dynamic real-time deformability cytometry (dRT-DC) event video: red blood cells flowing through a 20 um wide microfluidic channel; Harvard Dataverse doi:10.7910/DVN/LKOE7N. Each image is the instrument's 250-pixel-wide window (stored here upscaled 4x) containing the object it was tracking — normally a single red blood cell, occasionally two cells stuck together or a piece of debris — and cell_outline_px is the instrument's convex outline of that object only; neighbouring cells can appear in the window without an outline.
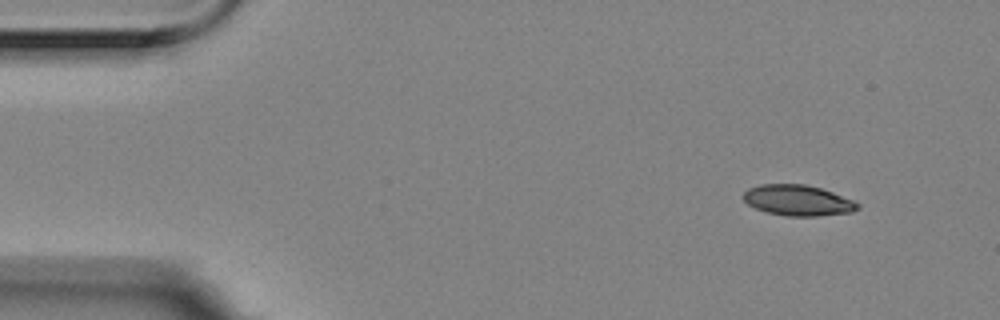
{"species": "Egyptian fruit bat (a non-hibernating species)", "species_latin": "Rousettus aegyptiacus", "temperature_condition": "room temperature", "stored_images_in_passage": 4, "camera_frame_rate_fps": 3000, "um_per_image_px": 0.085, "animal": {"sex": "female"}, "frame": {"image": 1, "passage_image": 1, "time_ms": 0.0, "image_size_px": [1000, 320], "cell_outline_px": [[860, 208], [852, 212], [816, 216], [788, 216], [768, 212], [756, 208], [748, 204], [744, 200], [744, 192], [748, 188], [760, 184], [804, 184], [820, 188], [832, 192], [852, 200], [860, 204]], "centroid_in_image_um": [67.82, 17.03], "position_along_channel_um": 17.2, "area_um2": 20.29}}
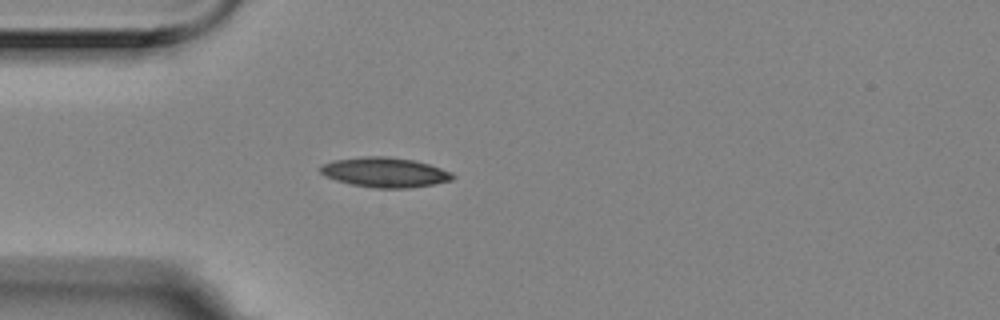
{"frame": {"image": 2, "passage_image": 4, "time_ms": 1.0, "image_size_px": [1000, 320], "cell_outline_px": [[456, 176], [452, 180], [432, 184], [408, 188], [376, 188], [352, 184], [336, 180], [324, 176], [320, 172], [320, 168], [324, 164], [332, 160], [360, 156], [384, 156], [412, 160], [428, 164], [452, 172]], "centroid_in_image_um": [32.7, 14.64], "position_along_channel_um": 52.3, "area_um2": 22.89}}